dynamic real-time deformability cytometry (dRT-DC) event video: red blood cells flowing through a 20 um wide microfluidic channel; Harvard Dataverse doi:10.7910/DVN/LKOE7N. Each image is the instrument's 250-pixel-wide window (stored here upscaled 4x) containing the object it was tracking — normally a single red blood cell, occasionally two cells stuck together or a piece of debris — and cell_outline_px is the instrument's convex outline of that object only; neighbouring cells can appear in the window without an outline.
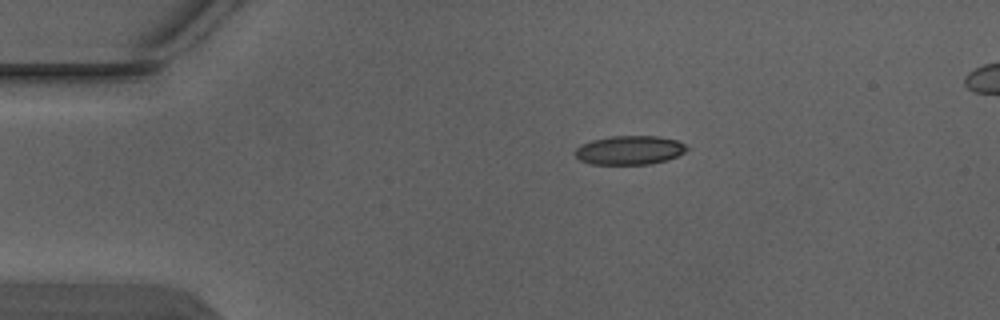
{"species": "Egyptian fruit bat (a non-hibernating species)", "species_latin": "Rousettus aegyptiacus", "temperature_condition": "warm", "stored_images_in_passage": 3, "camera_frame_rate_fps": 3000, "um_per_image_px": 0.085, "animal": {"sex": "male"}, "frame": {"image": 1, "passage_image": 1, "time_ms": 0.0, "image_size_px": [1000, 320], "cell_outline_px": [[688, 148], [684, 152], [668, 160], [648, 164], [592, 164], [580, 160], [576, 156], [576, 148], [580, 144], [592, 140], [612, 136], [660, 136], [676, 140], [684, 144]], "centroid_in_image_um": [53.51, 12.76], "position_along_channel_um": 31.5, "area_um2": 18.73}}